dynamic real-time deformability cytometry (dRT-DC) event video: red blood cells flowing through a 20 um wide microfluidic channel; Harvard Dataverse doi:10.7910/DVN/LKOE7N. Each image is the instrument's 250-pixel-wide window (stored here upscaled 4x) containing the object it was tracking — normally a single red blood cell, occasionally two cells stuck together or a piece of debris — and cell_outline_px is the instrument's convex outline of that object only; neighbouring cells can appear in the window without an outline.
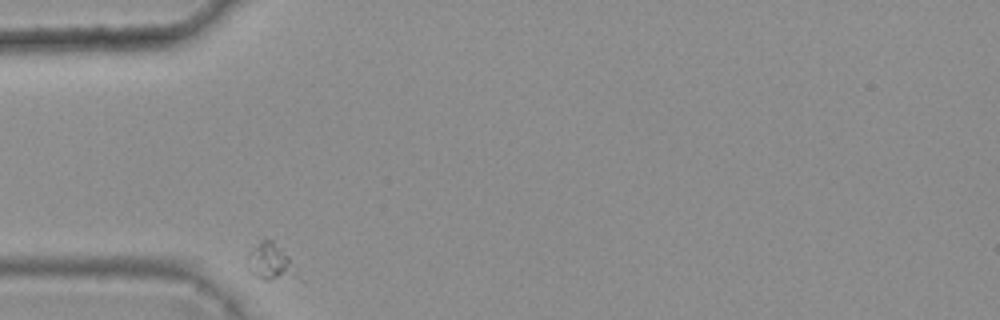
{"species": "common noctule bat (a hibernating species)", "species_latin": "Nyctalus noctula", "temperature_condition": "warm", "stored_images_in_passage": 2, "camera_frame_rate_fps": 3000, "um_per_image_px": 0.085, "animal": {"sex": "female", "body_mass_g": 25.1}, "frame": {"image": 1, "passage_image": 1, "time_ms": 0.0, "image_size_px": [1000, 320], "cell_outline_px": [[300, 280], [264, 280], [252, 272], [248, 268], [252, 248], [264, 240], [272, 240], [288, 256]], "centroid_in_image_um": [23.07, 22.33], "position_along_channel_um": 61.9, "area_um2": 10.17}}